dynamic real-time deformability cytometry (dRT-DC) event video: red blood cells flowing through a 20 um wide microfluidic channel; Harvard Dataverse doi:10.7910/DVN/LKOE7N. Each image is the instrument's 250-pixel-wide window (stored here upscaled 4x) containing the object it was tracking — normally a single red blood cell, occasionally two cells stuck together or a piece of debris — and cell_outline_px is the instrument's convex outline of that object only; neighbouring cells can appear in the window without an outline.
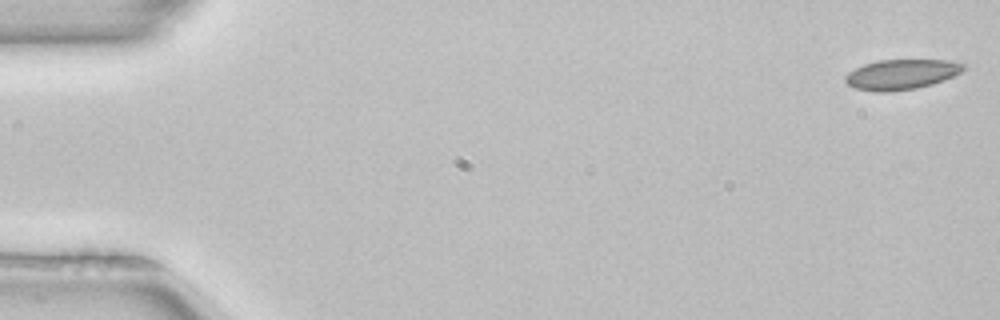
{"species": "common noctule bat (a hibernating species)", "species_latin": "Nyctalus noctula", "temperature_condition": "room temperature", "stored_images_in_passage": 5, "camera_frame_rate_fps": 3000, "um_per_image_px": 0.085, "animal": {"sex": "female", "body_mass_g": 22.7, "forearm_length_mm": 54.2}, "frame": {"image": 1, "passage_image": 1, "time_ms": 0.0, "image_size_px": [1000, 320], "cell_outline_px": [[964, 68], [960, 72], [944, 80], [932, 84], [916, 88], [892, 92], [872, 92], [852, 88], [844, 80], [844, 76], [848, 72], [864, 64], [880, 60], [948, 60], [964, 64]], "centroid_in_image_um": [76.56, 6.34], "position_along_channel_um": 8.4, "area_um2": 20.81}}
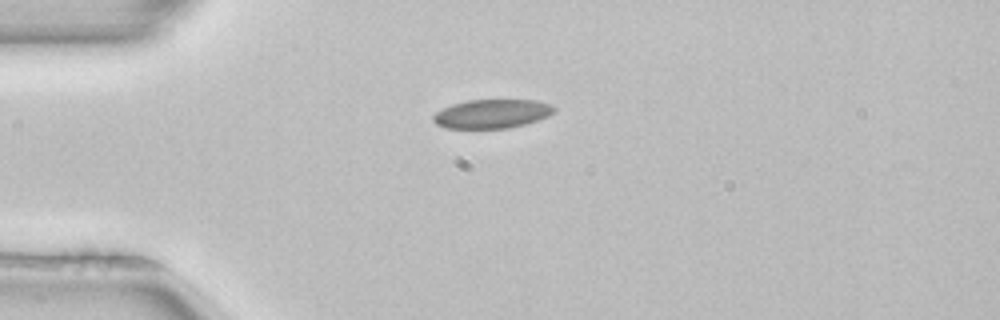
{"frame": {"image": 2, "passage_image": 4, "time_ms": 1.0, "image_size_px": [1000, 320], "cell_outline_px": [[556, 112], [548, 116], [524, 124], [508, 128], [444, 128], [436, 124], [432, 120], [432, 116], [436, 112], [452, 104], [468, 100], [536, 100], [552, 104], [556, 108]], "centroid_in_image_um": [41.83, 9.67], "position_along_channel_um": 43.2, "area_um2": 20.4}}